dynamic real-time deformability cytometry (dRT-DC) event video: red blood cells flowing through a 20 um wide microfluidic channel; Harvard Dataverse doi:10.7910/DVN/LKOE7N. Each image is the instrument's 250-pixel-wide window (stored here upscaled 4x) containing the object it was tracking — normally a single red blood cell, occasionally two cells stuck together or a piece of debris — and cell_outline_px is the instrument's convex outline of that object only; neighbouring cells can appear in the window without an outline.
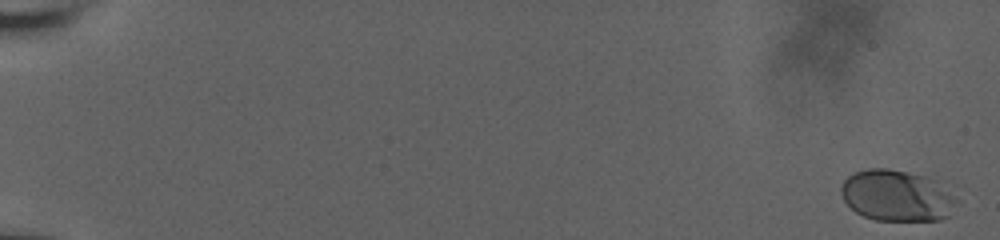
{"species": "human", "species_latin": "Homo sapiens", "temperature_condition": "room temperature", "stored_images_in_passage": 10, "camera_frame_rate_fps": 3000, "um_per_image_px": 0.085, "donor": {"sex": "male"}, "frame": {"image": 1, "passage_image": 1, "time_ms": 0.0, "image_size_px": [1000, 240], "cell_outline_px": [[960, 200], [948, 216], [940, 220], [876, 220], [864, 216], [856, 212], [844, 200], [840, 192], [840, 188], [844, 180], [848, 176], [856, 172], [868, 168], [888, 168], [924, 176], [932, 180]], "centroid_in_image_um": [76.21, 16.64], "position_along_channel_um": 8.8, "area_um2": 34.16}}
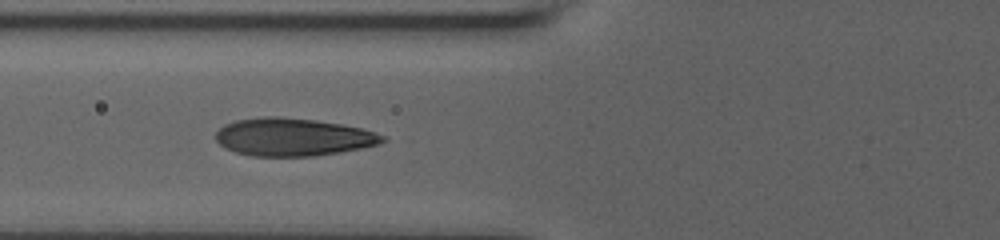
{"frame": {"image": 2, "passage_image": 9, "time_ms": 8.333, "image_size_px": [1000, 240], "cell_outline_px": [[388, 140], [380, 144], [340, 152], [312, 156], [252, 156], [236, 152], [224, 148], [216, 140], [216, 132], [224, 124], [236, 120], [260, 116], [280, 116], [316, 120], [340, 124], [360, 128], [384, 136]], "centroid_in_image_um": [24.87, 11.64], "position_along_channel_um": 100.9, "area_um2": 36.76}}
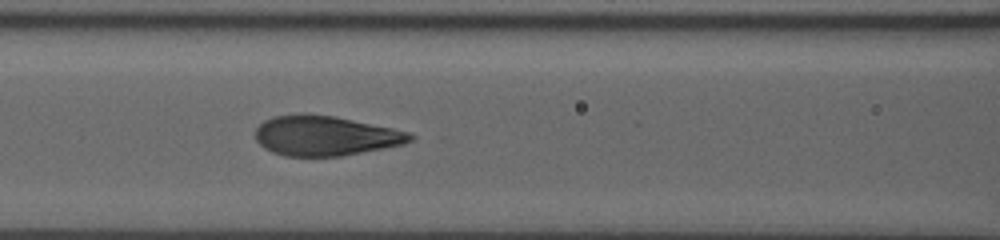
{"frame": {"image": 3, "passage_image": 10, "time_ms": 9.333, "image_size_px": [1000, 240], "cell_outline_px": [[416, 136], [412, 140], [404, 144], [384, 148], [340, 156], [284, 156], [272, 152], [264, 148], [256, 140], [256, 128], [264, 120], [272, 116], [300, 112], [308, 112], [336, 116], [392, 128], [408, 132]], "centroid_in_image_um": [27.62, 11.51], "position_along_channel_um": 139.0, "area_um2": 36.36}}